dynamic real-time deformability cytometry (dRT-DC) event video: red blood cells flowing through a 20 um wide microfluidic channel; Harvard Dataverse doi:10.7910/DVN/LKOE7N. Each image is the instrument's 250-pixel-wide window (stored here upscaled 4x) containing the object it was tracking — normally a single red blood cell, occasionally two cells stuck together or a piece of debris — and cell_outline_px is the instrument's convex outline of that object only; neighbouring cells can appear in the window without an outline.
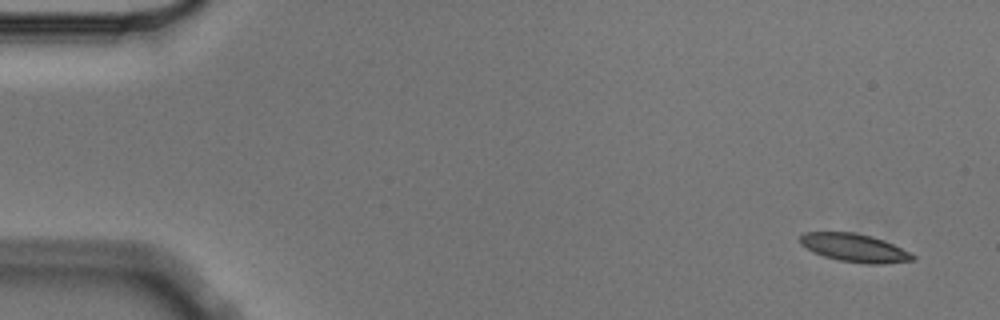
{"species": "Egyptian fruit bat (a non-hibernating species)", "species_latin": "Rousettus aegyptiacus", "temperature_condition": "cold", "stored_images_in_passage": 4, "camera_frame_rate_fps": 3000, "um_per_image_px": 0.085, "animal": {"sex": "male"}, "frame": {"image": 1, "passage_image": 1, "time_ms": 0.0, "image_size_px": [1000, 320], "cell_outline_px": [[916, 260], [884, 264], [864, 264], [836, 260], [824, 256], [800, 244], [800, 236], [804, 232], [852, 232], [872, 236], [884, 240], [916, 256]], "centroid_in_image_um": [72.65, 21.07], "position_along_channel_um": 12.4, "area_um2": 18.44}}
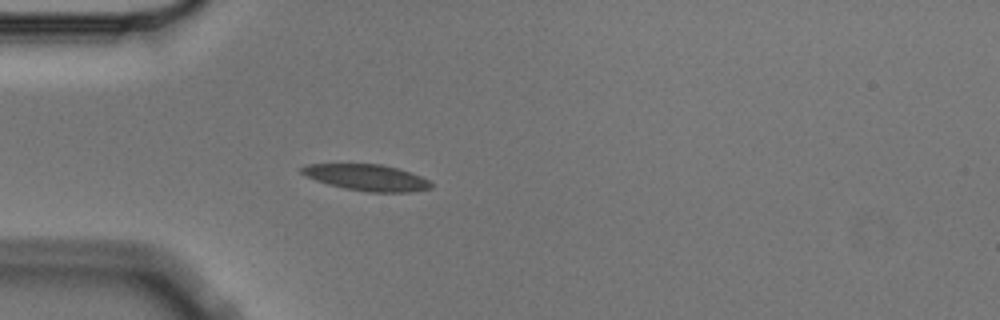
{"frame": {"image": 2, "passage_image": 4, "time_ms": 1.0, "image_size_px": [1000, 320], "cell_outline_px": [[432, 188], [412, 192], [368, 192], [344, 188], [328, 184], [304, 176], [300, 172], [300, 168], [308, 164], [380, 164], [396, 168], [420, 176], [428, 180], [432, 184]], "centroid_in_image_um": [31.15, 15.09], "position_along_channel_um": 53.8, "area_um2": 19.71}}